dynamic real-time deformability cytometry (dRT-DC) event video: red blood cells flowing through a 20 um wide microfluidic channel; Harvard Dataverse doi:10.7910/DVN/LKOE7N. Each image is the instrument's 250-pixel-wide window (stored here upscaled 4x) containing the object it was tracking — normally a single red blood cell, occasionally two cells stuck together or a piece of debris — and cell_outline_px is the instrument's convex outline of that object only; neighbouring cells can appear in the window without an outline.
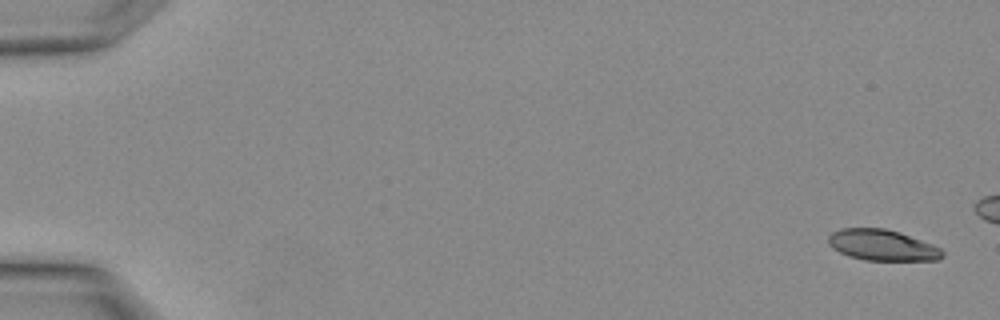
{"species": "Egyptian fruit bat (a non-hibernating species)", "species_latin": "Rousettus aegyptiacus", "temperature_condition": "warm", "stored_images_in_passage": 3, "segment_of_instrument_passage": [2, 2], "camera_frame_rate_fps": 3000, "um_per_image_px": 0.085, "animal": {"sex": "female"}, "frame": {"image": 1, "passage_image": 3, "time_ms": 0.667, "image_size_px": [1000, 320], "cell_outline_px": [[944, 256], [940, 260], [864, 260], [848, 256], [832, 248], [828, 244], [828, 236], [832, 232], [840, 228], [884, 228], [900, 232], [932, 244], [940, 248], [944, 252]], "centroid_in_image_um": [74.98, 20.83], "position_along_channel_um": 10.0, "area_um2": 20.69}}